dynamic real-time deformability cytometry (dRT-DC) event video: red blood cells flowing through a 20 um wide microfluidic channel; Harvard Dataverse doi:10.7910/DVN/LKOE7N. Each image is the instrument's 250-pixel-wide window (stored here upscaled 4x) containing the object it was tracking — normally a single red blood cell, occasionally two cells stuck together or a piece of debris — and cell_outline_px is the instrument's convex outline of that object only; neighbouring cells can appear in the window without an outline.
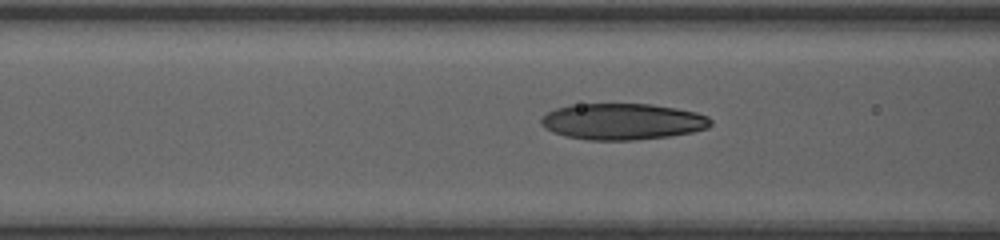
{"species": "human", "species_latin": "Homo sapiens", "temperature_condition": "room temperature", "stored_images_in_passage": 38, "camera_frame_rate_fps": 3000, "um_per_image_px": 0.085, "donor": {"sex": "female"}, "frame": {"image": 1, "passage_image": 18, "time_ms": 5.667, "image_size_px": [1000, 240], "cell_outline_px": [[712, 124], [708, 128], [692, 132], [668, 136], [632, 140], [588, 140], [564, 136], [552, 132], [544, 128], [540, 124], [540, 120], [548, 112], [556, 108], [572, 104], [652, 104], [676, 108], [696, 112], [708, 116], [712, 120]], "centroid_in_image_um": [52.9, 10.33], "position_along_channel_um": 113.7, "area_um2": 36.01}}
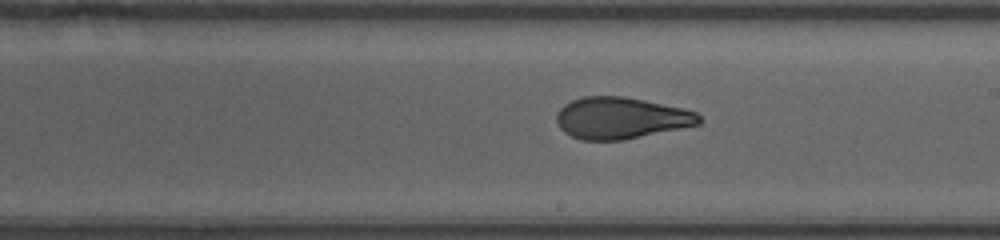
{"frame": {"image": 2, "passage_image": 27, "time_ms": 8.667, "image_size_px": [1000, 240], "cell_outline_px": [[704, 120], [700, 124], [624, 140], [580, 140], [564, 132], [560, 128], [556, 120], [556, 112], [564, 104], [572, 100], [584, 96], [624, 96], [684, 108], [696, 112]], "centroid_in_image_um": [52.78, 10.03], "position_along_channel_um": 236.2, "area_um2": 34.74}}
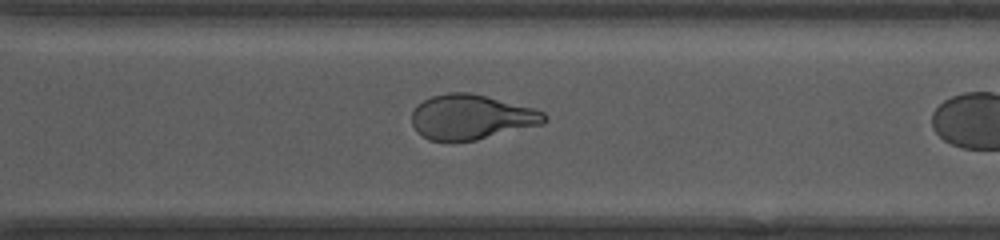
{"frame": {"image": 3, "passage_image": 34, "time_ms": 11.0, "image_size_px": [1000, 240], "cell_outline_px": [[548, 120], [544, 124], [476, 140], [452, 144], [428, 140], [416, 132], [412, 124], [412, 112], [416, 104], [432, 96], [448, 92], [468, 92], [532, 108], [544, 112], [548, 116]], "centroid_in_image_um": [40.01, 9.99], "position_along_channel_um": 330.6, "area_um2": 35.2}}